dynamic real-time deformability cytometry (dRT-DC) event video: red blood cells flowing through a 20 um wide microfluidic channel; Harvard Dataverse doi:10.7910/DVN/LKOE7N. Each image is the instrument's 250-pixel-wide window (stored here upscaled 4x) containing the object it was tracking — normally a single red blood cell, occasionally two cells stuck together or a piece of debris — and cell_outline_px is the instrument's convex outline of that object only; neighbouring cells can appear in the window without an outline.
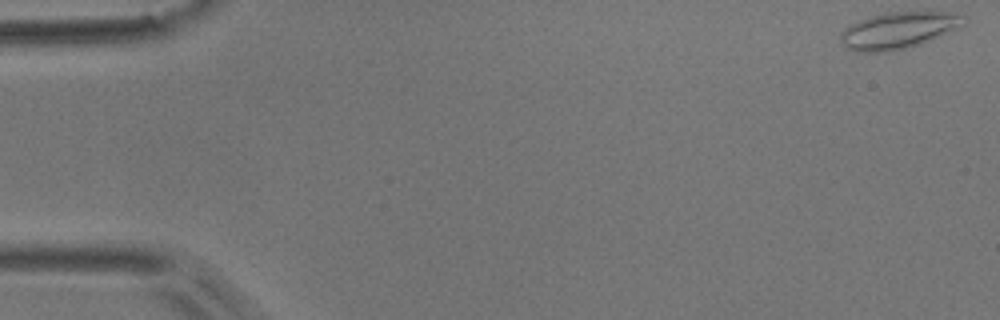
{"species": "common noctule bat (a hibernating species)", "species_latin": "Nyctalus noctula", "temperature_condition": "room temperature", "stored_images_in_passage": 54, "camera_frame_rate_fps": 3000, "um_per_image_px": 0.085, "animal": {"sex": "male", "body_mass_g": 17.9}, "frame": {"image": 1, "passage_image": 1, "time_ms": 0.0, "image_size_px": [1000, 320], "cell_outline_px": [[960, 16], [956, 28], [940, 36], [920, 44], [888, 52], [856, 52], [844, 48], [840, 40], [840, 32], [844, 28], [860, 20], [872, 16], [888, 12], [948, 12]], "centroid_in_image_um": [76.2, 2.61], "position_along_channel_um": 8.8, "area_um2": 25.61}}
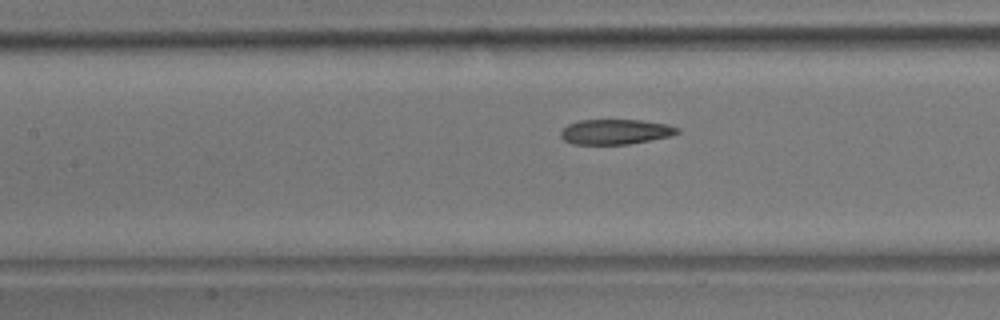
{"frame": {"image": 2, "passage_image": 24, "time_ms": 7.667, "image_size_px": [1000, 320], "cell_outline_px": [[680, 132], [672, 136], [628, 144], [572, 144], [564, 140], [560, 136], [560, 132], [568, 124], [580, 120], [640, 120], [668, 124], [680, 128]], "centroid_in_image_um": [52.34, 11.2], "position_along_channel_um": 155.1, "area_um2": 17.11}}
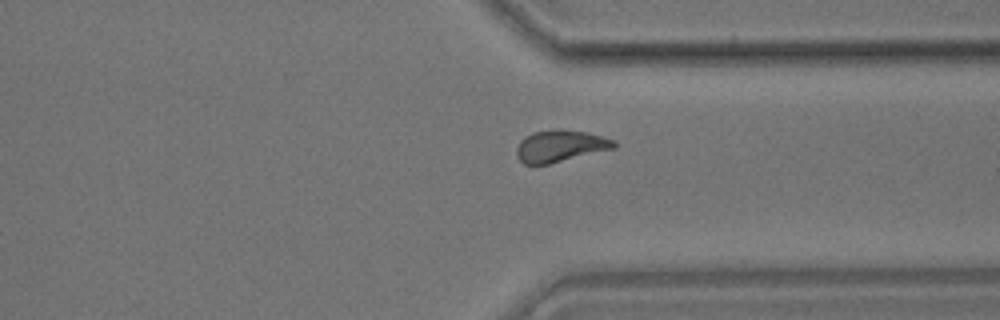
{"frame": {"image": 3, "passage_image": 41, "time_ms": 13.333, "image_size_px": [1000, 320], "cell_outline_px": [[616, 148], [548, 164], [524, 164], [516, 156], [516, 148], [520, 140], [524, 136], [532, 132], [552, 128], [588, 132], [616, 140]], "centroid_in_image_um": [47.61, 12.39], "position_along_channel_um": 363.8, "area_um2": 18.32}, "authors_computed_cell_mechanics": {"area_um2": 18.2937, "velocity_mm_per_s": 3.6901, "shape_relaxation_time_tau1_ms": 5.0764, "shape_relaxation_time_tau2_ms": 2.5429, "deformation_change_tau1": 0.1476, "deformation_change_tau2": 0.0671}}